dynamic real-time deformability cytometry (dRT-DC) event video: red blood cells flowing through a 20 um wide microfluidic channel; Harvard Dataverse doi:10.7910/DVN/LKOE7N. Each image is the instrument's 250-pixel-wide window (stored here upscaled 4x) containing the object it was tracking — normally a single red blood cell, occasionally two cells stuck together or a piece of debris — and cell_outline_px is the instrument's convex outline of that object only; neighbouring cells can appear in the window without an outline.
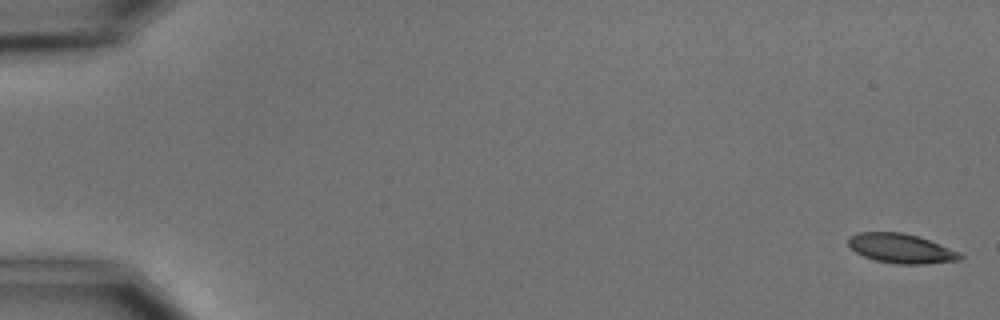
{"species": "common noctule bat (a hibernating species)", "species_latin": "Nyctalus noctula", "temperature_condition": "cold", "stored_images_in_passage": 6, "camera_frame_rate_fps": 3000, "um_per_image_px": 0.085, "animal": {"sex": "male", "body_mass_g": 15.6}, "frame": {"image": 1, "passage_image": 1, "time_ms": 0.0, "image_size_px": [1000, 320], "cell_outline_px": [[964, 256], [960, 260], [924, 264], [896, 264], [876, 260], [864, 256], [856, 252], [848, 244], [848, 236], [856, 232], [900, 232], [916, 236], [928, 240], [960, 252]], "centroid_in_image_um": [76.57, 21.12], "position_along_channel_um": 8.4, "area_um2": 19.07}}
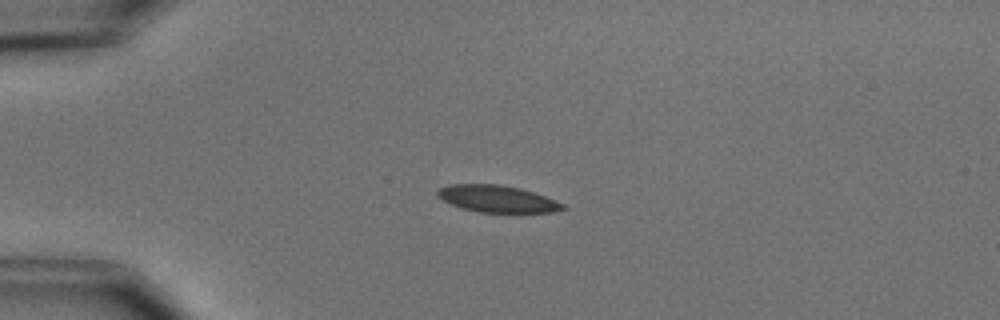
{"frame": {"image": 2, "passage_image": 4, "time_ms": 4.333, "image_size_px": [1000, 320], "cell_outline_px": [[568, 208], [552, 212], [476, 212], [440, 200], [436, 196], [436, 192], [440, 188], [448, 184], [500, 184], [520, 188], [544, 196], [564, 204]], "centroid_in_image_um": [42.22, 16.89], "position_along_channel_um": 42.8, "area_um2": 19.59}}